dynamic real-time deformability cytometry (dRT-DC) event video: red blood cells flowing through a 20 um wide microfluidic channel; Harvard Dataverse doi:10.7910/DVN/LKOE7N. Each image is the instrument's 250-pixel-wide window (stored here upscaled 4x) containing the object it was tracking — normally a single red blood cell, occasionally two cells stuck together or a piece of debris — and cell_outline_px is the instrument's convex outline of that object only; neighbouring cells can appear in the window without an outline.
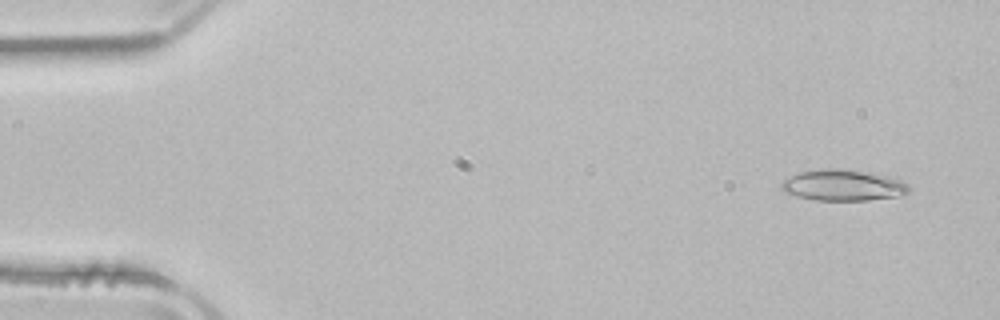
{"species": "common noctule bat (a hibernating species)", "species_latin": "Nyctalus noctula", "temperature_condition": "room temperature", "stored_images_in_passage": 51, "camera_frame_rate_fps": 3000, "um_per_image_px": 0.085, "animal": {"sex": "male", "body_mass_g": 21.5, "forearm_length_mm": 52.0}, "frame": {"image": 1, "passage_image": 3, "time_ms": 0.667, "image_size_px": [1000, 320], "cell_outline_px": [[912, 192], [896, 196], [868, 200], [816, 200], [796, 196], [784, 192], [780, 188], [780, 184], [784, 180], [800, 172], [820, 168], [840, 168], [868, 172], [900, 180], [908, 184]], "centroid_in_image_um": [71.64, 15.74], "position_along_channel_um": 13.4, "area_um2": 23.06}}
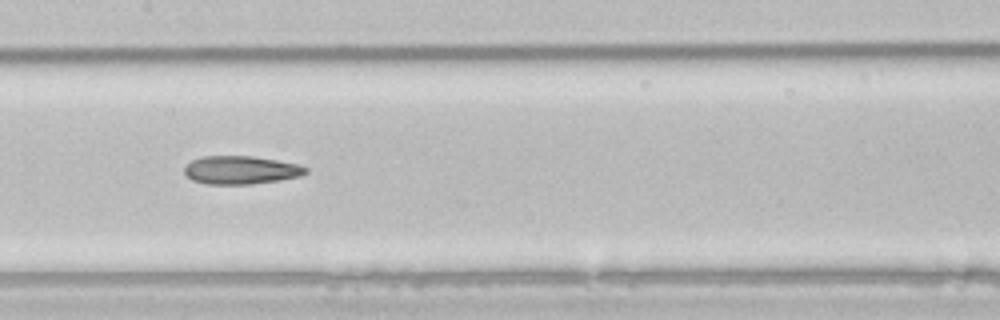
{"frame": {"image": 2, "passage_image": 25, "time_ms": 8.0, "image_size_px": [1000, 320], "cell_outline_px": [[308, 172], [300, 176], [276, 180], [248, 184], [208, 184], [192, 180], [184, 172], [184, 168], [192, 160], [204, 156], [256, 156], [296, 164], [308, 168]], "centroid_in_image_um": [20.46, 14.44], "position_along_channel_um": 186.9, "area_um2": 19.71}}
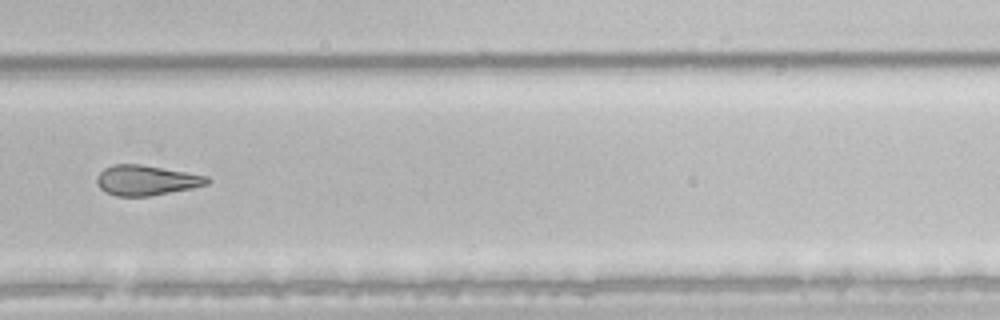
{"frame": {"image": 3, "passage_image": 35, "time_ms": 11.333, "image_size_px": [1000, 320], "cell_outline_px": [[212, 180], [208, 184], [192, 188], [148, 196], [116, 196], [104, 192], [96, 184], [96, 176], [104, 168], [112, 164], [140, 164], [208, 176]], "centroid_in_image_um": [12.4, 15.32], "position_along_channel_um": 317.4, "area_um2": 19.42}, "authors_computed_cell_mechanics": {"area_um2": 21.7906, "velocity_mm_per_s": 3.934, "shape_relaxation_time_tau1_ms": 10.6572, "shape_relaxation_time_tau2_ms": 6.6011, "deformation_change_tau1": 0.2208, "deformation_change_tau2": 0.1843}}